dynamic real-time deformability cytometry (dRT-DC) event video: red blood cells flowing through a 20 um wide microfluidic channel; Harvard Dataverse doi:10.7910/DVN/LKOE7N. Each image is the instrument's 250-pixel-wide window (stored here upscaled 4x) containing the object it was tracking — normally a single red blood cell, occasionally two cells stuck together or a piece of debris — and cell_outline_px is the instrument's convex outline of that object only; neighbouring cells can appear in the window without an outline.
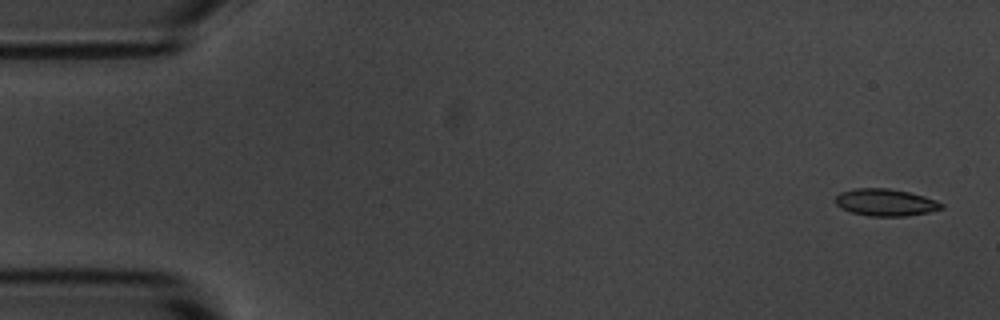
{"species": "common noctule bat (a hibernating species)", "species_latin": "Nyctalus noctula", "temperature_condition": "room temperature", "stored_images_in_passage": 14, "camera_frame_rate_fps": 3000, "um_per_image_px": 0.085, "animal": {"sex": "male", "body_mass_g": 20.1, "forearm_length_mm": 53.5}, "frame": {"image": 1, "passage_image": 1, "time_ms": 0.0, "image_size_px": [1000, 320], "cell_outline_px": [[944, 208], [928, 212], [904, 216], [868, 216], [852, 212], [836, 204], [836, 196], [840, 192], [852, 188], [888, 188], [908, 192], [924, 196], [936, 200], [944, 204]], "centroid_in_image_um": [75.28, 17.19], "position_along_channel_um": 9.7, "area_um2": 16.65}}
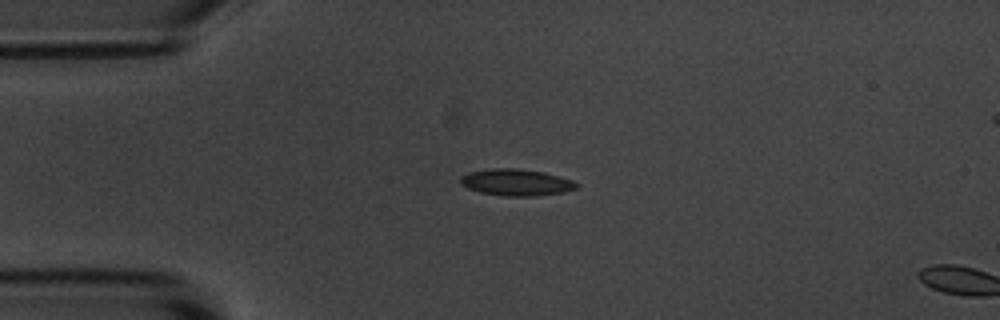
{"frame": {"image": 2, "passage_image": 12, "time_ms": 3.667, "image_size_px": [1000, 320], "cell_outline_px": [[580, 188], [564, 192], [536, 196], [504, 196], [480, 192], [468, 188], [460, 184], [460, 176], [468, 172], [492, 168], [516, 168], [544, 172], [572, 180], [580, 184]], "centroid_in_image_um": [43.9, 15.5], "position_along_channel_um": 41.1, "area_um2": 18.21}}